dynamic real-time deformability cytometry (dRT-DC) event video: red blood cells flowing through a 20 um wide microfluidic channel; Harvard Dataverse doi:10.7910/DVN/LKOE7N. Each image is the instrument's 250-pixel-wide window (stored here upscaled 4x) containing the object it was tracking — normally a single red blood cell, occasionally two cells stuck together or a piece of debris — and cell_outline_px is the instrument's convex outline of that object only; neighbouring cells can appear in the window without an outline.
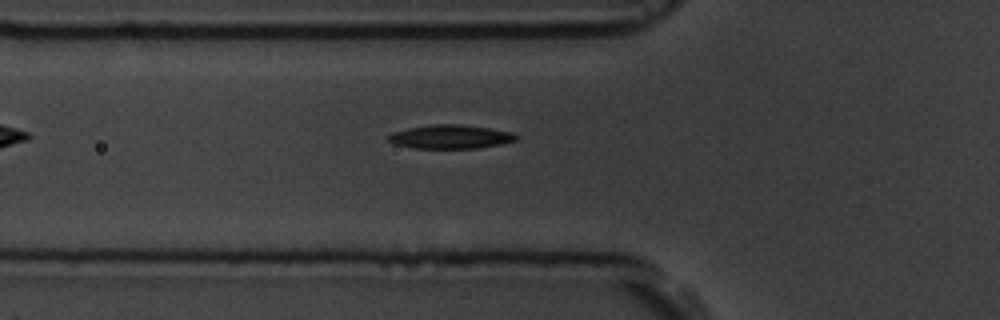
{"species": "common noctule bat (a hibernating species)", "species_latin": "Nyctalus noctula", "temperature_condition": "room temperature", "stored_images_in_passage": 40, "camera_frame_rate_fps": 3000, "um_per_image_px": 0.085, "animal": {"sex": "male", "body_mass_g": 19.5, "forearm_length_mm": 54.6}, "frame": {"image": 1, "passage_image": 3, "time_ms": 0.667, "image_size_px": [1000, 320], "cell_outline_px": [[520, 136], [516, 140], [500, 144], [476, 148], [416, 148], [392, 144], [384, 136], [392, 132], [408, 128], [432, 124], [460, 124], [488, 128], [512, 132]], "centroid_in_image_um": [38.24, 11.62], "position_along_channel_um": 87.6, "area_um2": 17.8}}
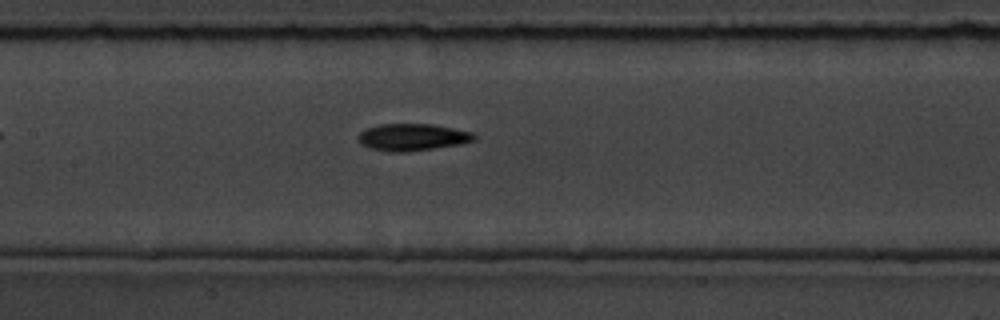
{"frame": {"image": 2, "passage_image": 10, "time_ms": 3.0, "image_size_px": [1000, 320], "cell_outline_px": [[476, 140], [460, 144], [408, 152], [392, 152], [372, 148], [360, 144], [356, 136], [364, 128], [380, 124], [432, 124], [472, 132], [476, 136]], "centroid_in_image_um": [35.02, 11.65], "position_along_channel_um": 172.4, "area_um2": 18.32}}
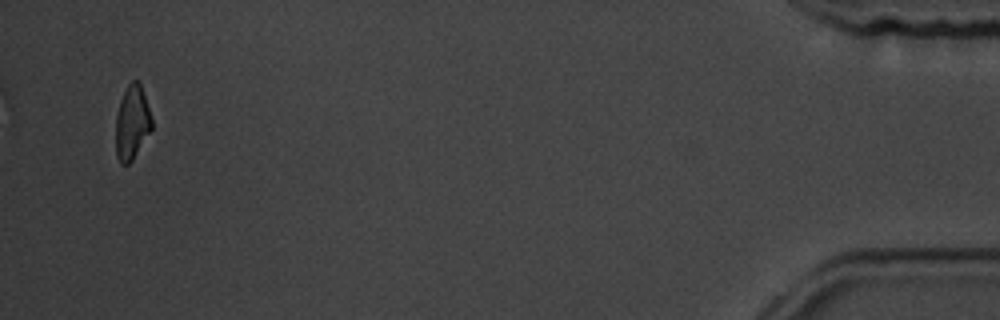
{"frame": {"image": 3, "passage_image": 38, "time_ms": 12.333, "image_size_px": [1000, 320], "cell_outline_px": [[152, 128], [132, 160], [128, 164], [120, 164], [116, 156], [116, 116], [120, 100], [128, 84], [132, 80], [140, 80], [152, 116]], "centroid_in_image_um": [11.23, 10.38], "position_along_channel_um": 424.0, "area_um2": 15.66}, "authors_computed_cell_mechanics": {"area_um2": 17.5134, "velocity_mm_per_s": 3.6165, "shape_relaxation_time_tau1_ms": 4.3168, "shape_relaxation_time_tau2_ms": 8.5908, "deformation_change_tau1": 0.1635, "deformation_change_tau2": 0.1571}}